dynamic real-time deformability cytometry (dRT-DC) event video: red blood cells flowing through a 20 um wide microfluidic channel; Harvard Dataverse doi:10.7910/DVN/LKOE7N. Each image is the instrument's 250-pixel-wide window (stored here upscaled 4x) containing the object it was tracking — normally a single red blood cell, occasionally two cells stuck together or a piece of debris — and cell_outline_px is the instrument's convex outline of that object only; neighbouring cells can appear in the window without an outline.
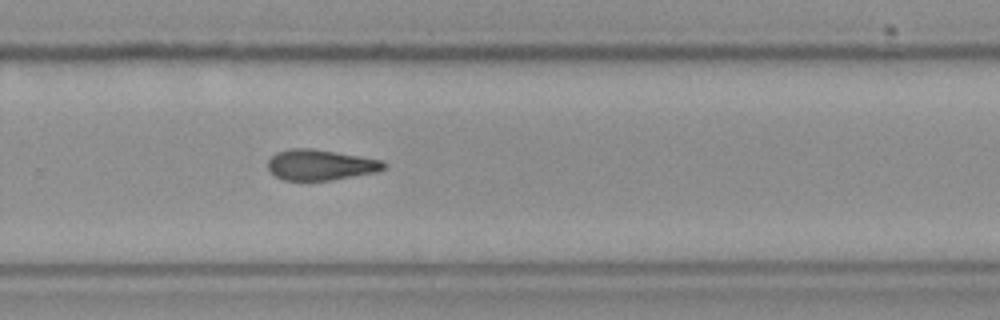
{"species": "Egyptian fruit bat (a non-hibernating species)", "species_latin": "Rousettus aegyptiacus", "temperature_condition": "cold", "stored_images_in_passage": 11, "camera_frame_rate_fps": 3000, "um_per_image_px": 0.085, "frame": {"image": 1, "passage_image": 11, "time_ms": 3.333, "image_size_px": [1000, 320], "cell_outline_px": [[388, 168], [376, 172], [332, 180], [284, 180], [276, 176], [268, 168], [268, 160], [276, 152], [288, 148], [312, 148], [384, 160], [388, 164]], "centroid_in_image_um": [27.28, 14.0], "position_along_channel_um": 302.5, "area_um2": 20.87}}